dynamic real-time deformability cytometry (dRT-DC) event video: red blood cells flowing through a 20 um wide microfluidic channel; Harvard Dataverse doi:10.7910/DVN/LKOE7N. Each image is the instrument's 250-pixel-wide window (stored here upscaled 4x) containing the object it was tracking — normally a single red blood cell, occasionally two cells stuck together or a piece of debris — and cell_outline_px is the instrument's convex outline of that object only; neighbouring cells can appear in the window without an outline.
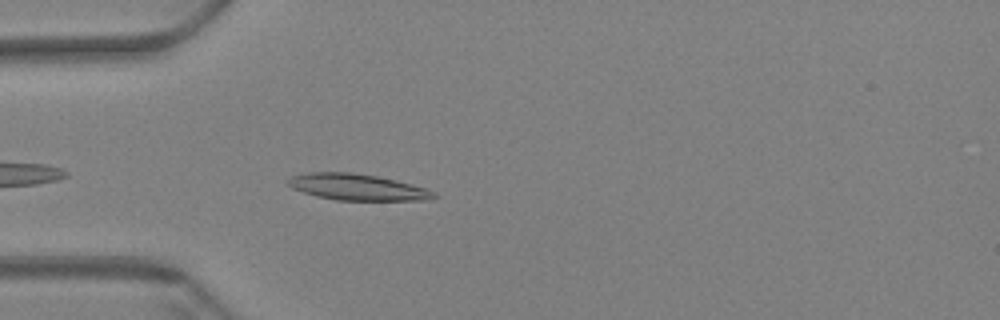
{"species": "Egyptian fruit bat (a non-hibernating species)", "species_latin": "Rousettus aegyptiacus", "temperature_condition": "warm", "stored_images_in_passage": 12, "camera_frame_rate_fps": 3000, "um_per_image_px": 0.085, "animal": {"sex": "female"}, "frame": {"image": 1, "passage_image": 4, "time_ms": 1.0, "image_size_px": [1000, 320], "cell_outline_px": [[440, 196], [432, 200], [336, 200], [316, 196], [292, 188], [284, 180], [292, 176], [308, 172], [352, 172], [376, 176], [396, 180], [412, 184], [436, 192]], "centroid_in_image_um": [30.39, 15.9], "position_along_channel_um": 54.6, "area_um2": 22.48}}
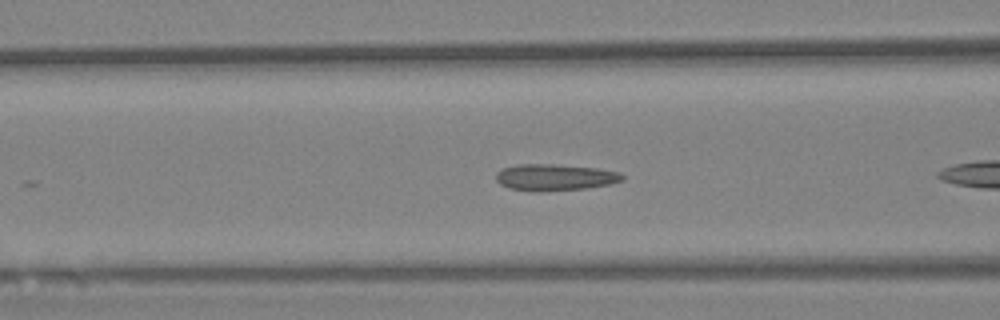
{"frame": {"image": 2, "passage_image": 7, "time_ms": 2.0, "image_size_px": [1000, 320], "cell_outline_px": [[624, 180], [608, 184], [588, 188], [536, 192], [532, 192], [508, 188], [500, 184], [496, 180], [496, 172], [500, 168], [520, 164], [552, 164], [596, 168], [616, 172], [624, 176]], "centroid_in_image_um": [47.09, 15.08], "position_along_channel_um": 119.5, "area_um2": 19.59}}
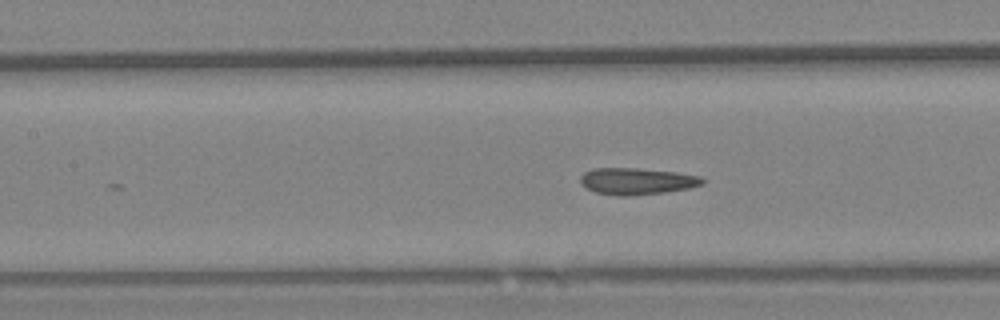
{"frame": {"image": 3, "passage_image": 10, "time_ms": 3.0, "image_size_px": [1000, 320], "cell_outline_px": [[704, 184], [688, 188], [664, 192], [628, 196], [616, 196], [596, 192], [584, 188], [580, 184], [580, 176], [584, 172], [592, 168], [636, 168], [676, 172], [700, 176], [704, 180]], "centroid_in_image_um": [54.08, 15.4], "position_along_channel_um": 153.3, "area_um2": 19.07}}